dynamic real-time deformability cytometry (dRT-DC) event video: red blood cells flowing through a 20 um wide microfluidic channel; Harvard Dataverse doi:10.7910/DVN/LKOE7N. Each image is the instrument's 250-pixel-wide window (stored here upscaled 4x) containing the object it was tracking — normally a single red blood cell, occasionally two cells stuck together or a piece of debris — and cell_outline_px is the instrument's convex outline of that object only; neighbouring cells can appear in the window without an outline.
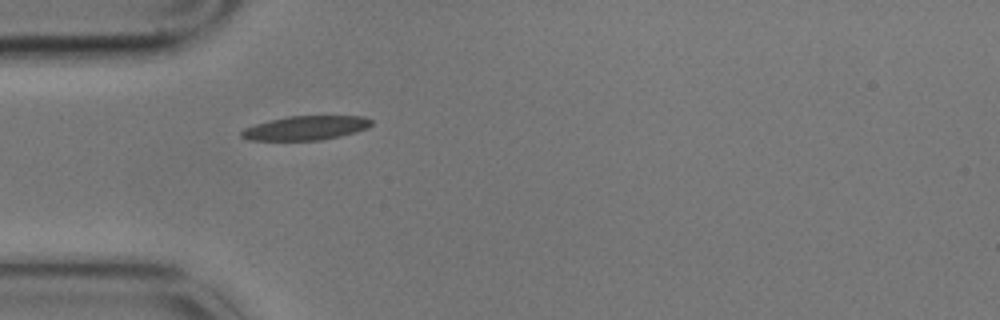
{"species": "common noctule bat (a hibernating species)", "species_latin": "Nyctalus noctula", "temperature_condition": "cold", "stored_images_in_passage": 1, "camera_frame_rate_fps": 3000, "um_per_image_px": 0.085, "animal": {"sex": "male", "body_mass_g": 17.9}, "frame": {"image": 1, "passage_image": 1, "time_ms": 0.0, "image_size_px": [1000, 320], "cell_outline_px": [[372, 124], [368, 128], [340, 136], [320, 140], [248, 140], [240, 136], [240, 132], [244, 128], [256, 124], [288, 116], [364, 116], [372, 120]], "centroid_in_image_um": [25.99, 10.88], "position_along_channel_um": 59.0, "area_um2": 18.15}}